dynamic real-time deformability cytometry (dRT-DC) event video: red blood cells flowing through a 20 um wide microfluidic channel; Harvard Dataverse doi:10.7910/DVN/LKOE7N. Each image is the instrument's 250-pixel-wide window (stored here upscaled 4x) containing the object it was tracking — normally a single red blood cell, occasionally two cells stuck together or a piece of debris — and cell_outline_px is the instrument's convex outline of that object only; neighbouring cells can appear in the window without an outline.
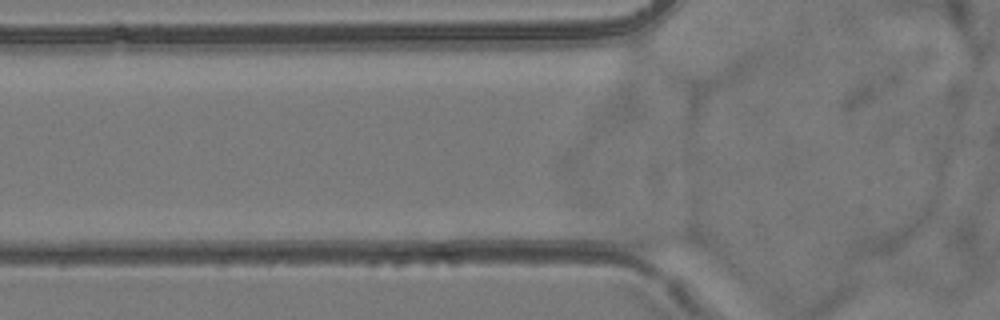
{"species": "common noctule bat (a hibernating species)", "species_latin": "Nyctalus noctula", "temperature_condition": "room temperature", "stored_images_in_passage": 4, "camera_frame_rate_fps": 3000, "um_per_image_px": 0.085, "animal": {"sex": "female", "body_mass_g": 24.6, "forearm_length_mm": 56.2}, "frame": {"image": 1, "passage_image": 2, "time_ms": 0.333, "image_size_px": [1000, 320], "cell_outline_px": [[704, 248], [648, 252], [632, 248], [624, 240], [620, 228], [632, 228], [692, 232], [704, 244]], "centroid_in_image_um": [56.14, 20.39], "position_along_channel_um": 69.7, "area_um2": 10.81}}